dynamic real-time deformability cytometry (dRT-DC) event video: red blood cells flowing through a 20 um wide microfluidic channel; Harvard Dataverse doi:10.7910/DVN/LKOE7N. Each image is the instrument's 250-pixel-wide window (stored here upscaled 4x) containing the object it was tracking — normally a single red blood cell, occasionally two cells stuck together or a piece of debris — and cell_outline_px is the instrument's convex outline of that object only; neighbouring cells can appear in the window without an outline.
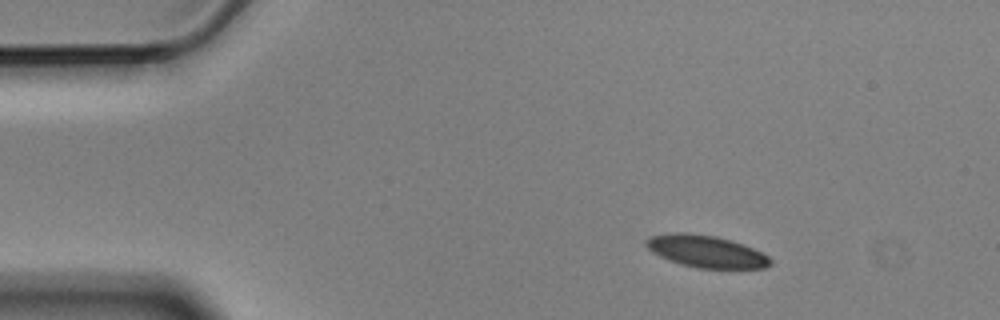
{"species": "Egyptian fruit bat (a non-hibernating species)", "species_latin": "Rousettus aegyptiacus", "temperature_condition": "cold", "stored_images_in_passage": 5, "camera_frame_rate_fps": 3000, "um_per_image_px": 0.085, "animal": {"sex": "male"}, "frame": {"image": 1, "passage_image": 2, "time_ms": 0.333, "image_size_px": [1000, 320], "cell_outline_px": [[772, 264], [764, 268], [696, 268], [680, 264], [660, 256], [652, 252], [644, 244], [644, 240], [648, 236], [672, 232], [684, 232], [716, 236], [732, 240], [744, 244], [768, 256], [772, 260]], "centroid_in_image_um": [59.99, 21.35], "position_along_channel_um": 25.0, "area_um2": 23.41}}
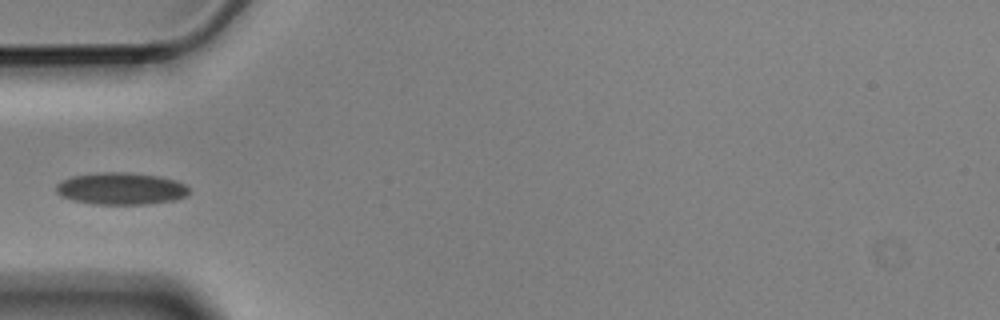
{"frame": {"image": 2, "passage_image": 5, "time_ms": 1.333, "image_size_px": [1000, 320], "cell_outline_px": [[188, 196], [172, 200], [148, 204], [92, 204], [72, 200], [60, 196], [56, 192], [56, 184], [72, 176], [96, 172], [128, 172], [160, 176], [176, 180], [184, 184], [188, 188]], "centroid_in_image_um": [10.27, 16.03], "position_along_channel_um": 74.7, "area_um2": 24.97}}